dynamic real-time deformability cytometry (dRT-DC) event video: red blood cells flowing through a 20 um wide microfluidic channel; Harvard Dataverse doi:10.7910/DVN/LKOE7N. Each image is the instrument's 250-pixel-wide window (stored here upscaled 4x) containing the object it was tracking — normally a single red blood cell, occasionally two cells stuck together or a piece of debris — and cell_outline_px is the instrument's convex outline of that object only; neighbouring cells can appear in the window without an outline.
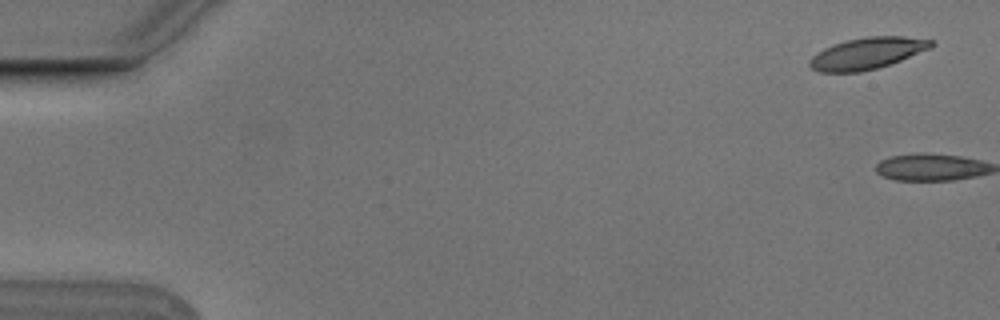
{"species": "Egyptian fruit bat (a non-hibernating species)", "species_latin": "Rousettus aegyptiacus", "temperature_condition": "cold", "stored_images_in_passage": 3, "camera_frame_rate_fps": 3000, "um_per_image_px": 0.085, "animal": {"sex": "male"}, "frame": {"image": 1, "passage_image": 1, "time_ms": 0.0, "image_size_px": [1000, 320], "cell_outline_px": [[936, 44], [932, 48], [900, 60], [876, 68], [860, 72], [820, 72], [812, 68], [808, 64], [808, 60], [812, 56], [824, 48], [832, 44], [848, 40], [868, 36], [904, 36], [932, 40]], "centroid_in_image_um": [73.71, 4.52], "position_along_channel_um": 11.3, "area_um2": 22.31}}